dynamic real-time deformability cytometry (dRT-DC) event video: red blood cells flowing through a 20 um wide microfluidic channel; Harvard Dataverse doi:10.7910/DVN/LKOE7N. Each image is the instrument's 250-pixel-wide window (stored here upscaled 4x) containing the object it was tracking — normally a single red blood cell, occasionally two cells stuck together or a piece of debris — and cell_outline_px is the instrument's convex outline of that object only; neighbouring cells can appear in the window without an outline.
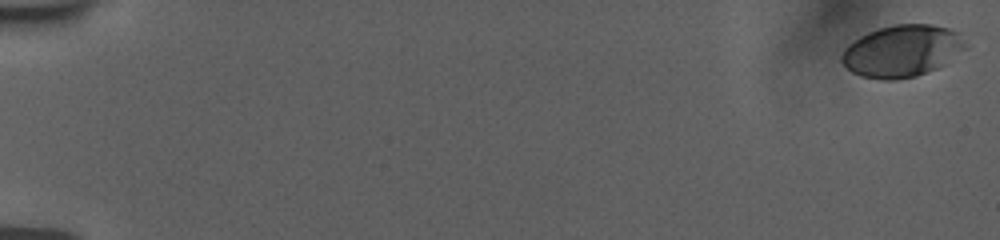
{"species": "human", "species_latin": "Homo sapiens", "temperature_condition": "room temperature", "stored_images_in_passage": 57, "camera_frame_rate_fps": 3000, "um_per_image_px": 0.085, "donor": {"sex": "female"}, "frame": {"image": 1, "passage_image": 1, "time_ms": 0.0, "image_size_px": [1000, 240], "cell_outline_px": [[968, 48], [944, 64], [936, 68], [916, 76], [892, 80], [884, 80], [860, 76], [852, 72], [840, 60], [840, 56], [844, 48], [848, 44], [860, 36], [868, 32], [880, 28], [896, 24], [932, 24], [948, 28], [960, 32], [968, 44]], "centroid_in_image_um": [76.7, 4.32], "position_along_channel_um": 8.3, "area_um2": 37.69}}
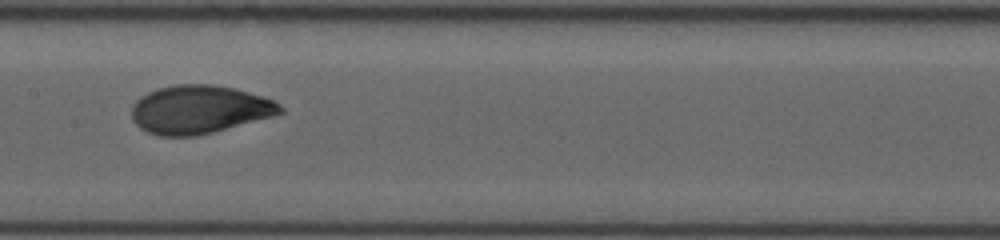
{"frame": {"image": 2, "passage_image": 31, "time_ms": 10.0, "image_size_px": [1000, 240], "cell_outline_px": [[284, 112], [272, 116], [212, 132], [196, 136], [160, 136], [148, 132], [140, 128], [132, 120], [132, 104], [140, 96], [148, 92], [160, 88], [176, 84], [212, 84], [236, 88], [264, 96], [276, 100], [284, 108]], "centroid_in_image_um": [16.95, 9.29], "position_along_channel_um": 190.4, "area_um2": 41.96}}
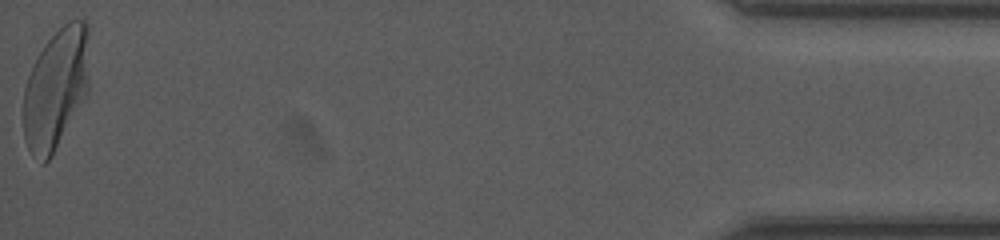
{"frame": {"image": 3, "passage_image": 57, "time_ms": 18.667, "image_size_px": [1000, 240], "cell_outline_px": [[88, 92], [52, 156], [44, 164], [40, 164], [28, 148], [24, 140], [24, 88], [28, 76], [40, 52], [48, 40], [64, 24], [72, 20], [84, 20], [88, 24]], "centroid_in_image_um": [4.76, 7.56], "position_along_channel_um": 430.4, "area_um2": 46.01}, "authors_computed_cell_mechanics": {"area_um2": 40.3444, "velocity_mm_per_s": 3.7304, "shape_relaxation_time_tau1_ms": 4.1867, "shape_relaxation_time_tau2_ms": null, "deformation_change_tau1": 0.1853, "deformation_change_tau2": null}}